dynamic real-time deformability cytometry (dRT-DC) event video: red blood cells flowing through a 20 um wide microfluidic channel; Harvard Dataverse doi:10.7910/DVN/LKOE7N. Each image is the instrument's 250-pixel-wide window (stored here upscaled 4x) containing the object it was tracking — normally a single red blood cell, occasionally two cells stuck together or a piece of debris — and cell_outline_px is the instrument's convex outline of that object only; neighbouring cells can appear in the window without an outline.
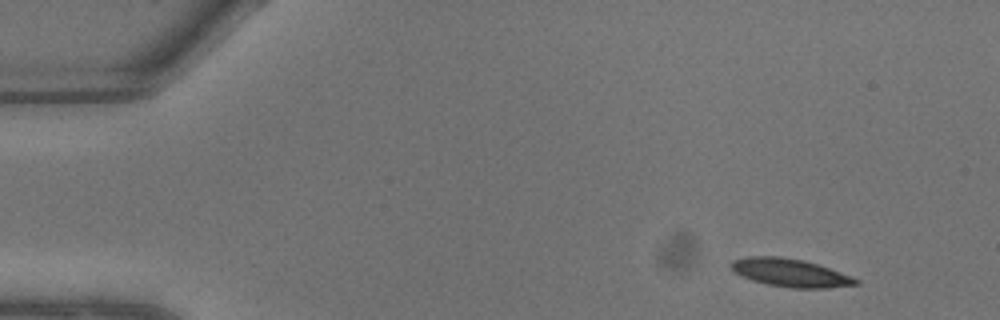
{"species": "common noctule bat (a hibernating species)", "species_latin": "Nyctalus noctula", "temperature_condition": "warm", "stored_images_in_passage": 7, "camera_frame_rate_fps": 3000, "um_per_image_px": 0.085, "animal": {"sex": "male", "body_mass_g": 13.3}, "frame": {"image": 1, "passage_image": 1, "time_ms": 0.0, "image_size_px": [1000, 320], "cell_outline_px": [[860, 284], [828, 288], [792, 288], [768, 284], [752, 280], [736, 272], [728, 264], [732, 260], [748, 256], [780, 256], [804, 260], [852, 276], [860, 280]], "centroid_in_image_um": [67.19, 23.18], "position_along_channel_um": 17.8, "area_um2": 20.29}}
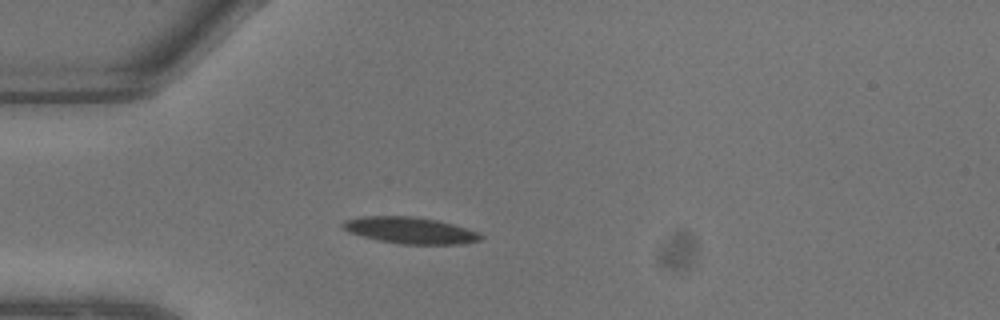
{"frame": {"image": 2, "passage_image": 5, "time_ms": 1.333, "image_size_px": [1000, 320], "cell_outline_px": [[484, 236], [480, 240], [460, 244], [404, 244], [380, 240], [348, 232], [340, 224], [344, 220], [360, 216], [412, 216], [436, 220], [452, 224], [480, 232]], "centroid_in_image_um": [34.87, 19.57], "position_along_channel_um": 50.1, "area_um2": 21.15}}
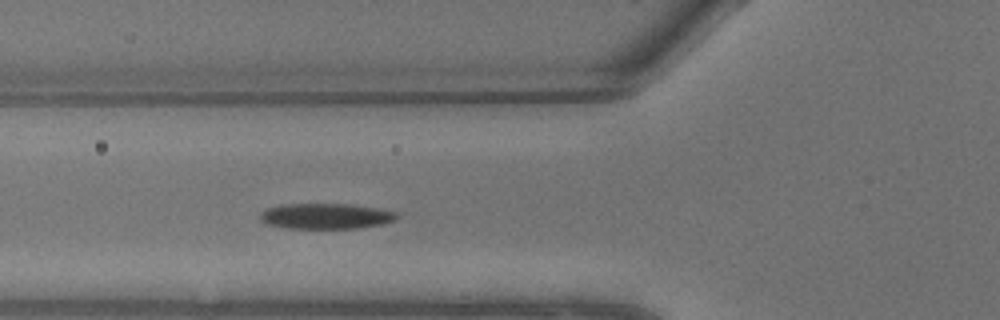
{"frame": {"image": 3, "passage_image": 7, "time_ms": 2.0, "image_size_px": [1000, 320], "cell_outline_px": [[400, 216], [396, 220], [384, 224], [360, 228], [288, 228], [264, 224], [260, 220], [260, 212], [268, 208], [280, 204], [352, 204], [380, 208], [396, 212]], "centroid_in_image_um": [27.72, 18.37], "position_along_channel_um": 98.1, "area_um2": 20.69}}